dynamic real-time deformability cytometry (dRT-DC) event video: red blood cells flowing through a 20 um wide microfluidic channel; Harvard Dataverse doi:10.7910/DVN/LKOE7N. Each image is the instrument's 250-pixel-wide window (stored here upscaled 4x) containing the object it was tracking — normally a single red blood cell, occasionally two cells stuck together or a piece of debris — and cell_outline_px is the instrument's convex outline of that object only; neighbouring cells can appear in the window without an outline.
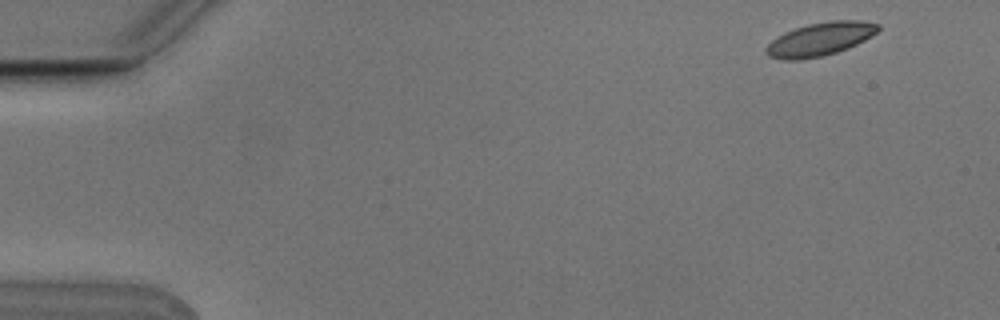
{"species": "Egyptian fruit bat (a non-hibernating species)", "species_latin": "Rousettus aegyptiacus", "temperature_condition": "cold", "stored_images_in_passage": 4, "camera_frame_rate_fps": 3000, "um_per_image_px": 0.085, "animal": {"sex": "male"}, "frame": {"image": 1, "passage_image": 1, "time_ms": 0.0, "image_size_px": [1000, 320], "cell_outline_px": [[880, 28], [872, 36], [848, 48], [836, 52], [820, 56], [800, 60], [784, 60], [768, 56], [764, 52], [764, 48], [776, 36], [784, 32], [808, 24], [828, 20], [860, 20], [880, 24]], "centroid_in_image_um": [69.68, 3.32], "position_along_channel_um": 15.3, "area_um2": 21.85}}